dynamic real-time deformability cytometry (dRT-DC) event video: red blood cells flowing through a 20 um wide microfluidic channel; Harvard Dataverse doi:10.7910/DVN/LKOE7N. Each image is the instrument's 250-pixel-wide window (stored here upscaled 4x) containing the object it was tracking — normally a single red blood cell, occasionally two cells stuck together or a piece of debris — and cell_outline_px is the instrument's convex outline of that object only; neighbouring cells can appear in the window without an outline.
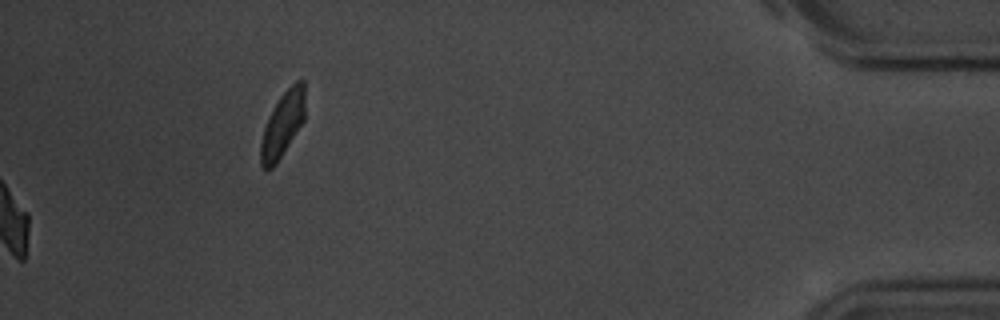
{"species": "common noctule bat (a hibernating species)", "species_latin": "Nyctalus noctula", "temperature_condition": "room temperature", "stored_images_in_passage": 55, "camera_frame_rate_fps": 3000, "um_per_image_px": 0.085, "animal": {"sex": "male", "body_mass_g": 20.1, "forearm_length_mm": 53.5}, "frame": {"image": 1, "passage_image": 55, "time_ms": 18.0, "image_size_px": [1000, 320], "cell_outline_px": [[304, 120], [276, 164], [272, 168], [264, 168], [260, 164], [260, 144], [264, 128], [268, 116], [272, 108], [280, 96], [296, 80], [304, 80]], "centroid_in_image_um": [24.01, 10.56], "position_along_channel_um": 411.2, "area_um2": 16.65}, "authors_computed_cell_mechanics": {"area_um2": 17.8024, "velocity_mm_per_s": 3.6275, "shape_relaxation_time_tau1_ms": 7.3114, "shape_relaxation_time_tau2_ms": 5.8325, "deformation_change_tau1": 0.2435, "deformation_change_tau2": 0.1146}}